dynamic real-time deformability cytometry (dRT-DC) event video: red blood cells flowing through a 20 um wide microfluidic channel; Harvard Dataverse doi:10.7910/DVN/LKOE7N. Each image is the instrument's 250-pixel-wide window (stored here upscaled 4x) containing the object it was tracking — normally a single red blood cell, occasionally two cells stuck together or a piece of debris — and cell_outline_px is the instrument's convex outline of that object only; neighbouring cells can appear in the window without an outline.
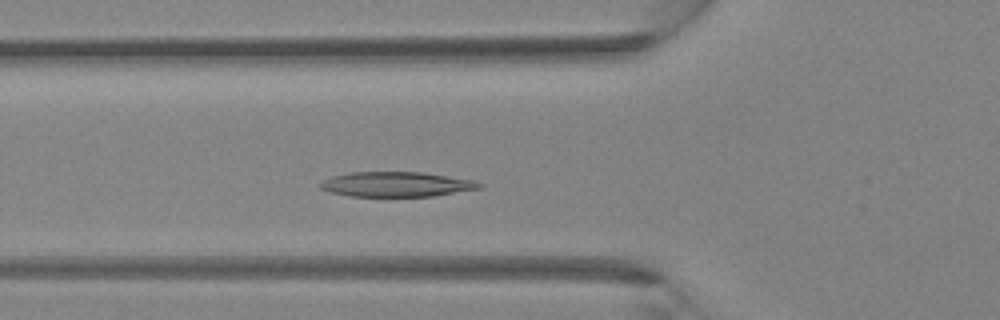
{"species": "Egyptian fruit bat (a non-hibernating species)", "species_latin": "Rousettus aegyptiacus", "temperature_condition": "room temperature", "stored_images_in_passage": 32, "camera_frame_rate_fps": 3000, "um_per_image_px": 0.085, "animal": {"sex": "female"}, "frame": {"image": 1, "passage_image": 9, "time_ms": 2.667, "image_size_px": [1000, 320], "cell_outline_px": [[484, 184], [480, 188], [432, 196], [348, 196], [332, 192], [320, 188], [320, 184], [324, 180], [332, 176], [348, 172], [420, 172], [472, 180]], "centroid_in_image_um": [33.66, 15.66], "position_along_channel_um": 92.1, "area_um2": 22.77}}
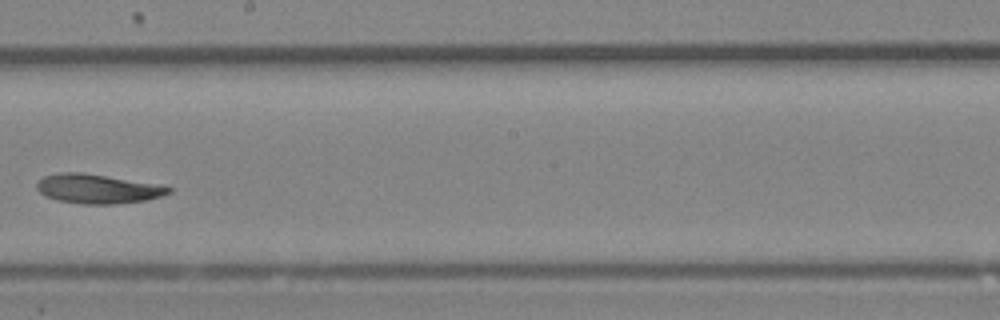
{"frame": {"image": 2, "passage_image": 17, "time_ms": 5.333, "image_size_px": [1000, 320], "cell_outline_px": [[172, 192], [160, 196], [144, 200], [116, 204], [80, 204], [56, 200], [44, 196], [36, 188], [36, 184], [44, 176], [60, 172], [84, 172], [152, 184], [172, 188]], "centroid_in_image_um": [8.21, 16.05], "position_along_channel_um": 240.0, "area_um2": 22.25}}
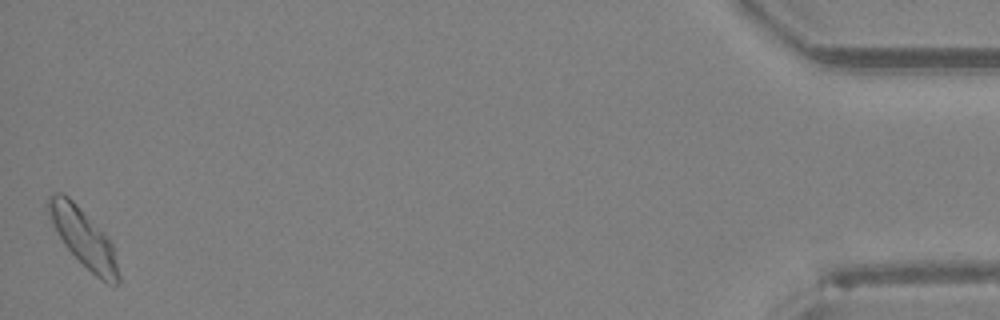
{"frame": {"image": 3, "passage_image": 32, "time_ms": 10.333, "image_size_px": [1000, 320], "cell_outline_px": [[120, 284], [108, 284], [100, 280], [64, 244], [52, 224], [44, 208], [48, 196], [52, 192], [64, 192], [80, 208], [112, 244], [120, 276]], "centroid_in_image_um": [7.03, 20.17], "position_along_channel_um": 428.2, "area_um2": 23.35}}